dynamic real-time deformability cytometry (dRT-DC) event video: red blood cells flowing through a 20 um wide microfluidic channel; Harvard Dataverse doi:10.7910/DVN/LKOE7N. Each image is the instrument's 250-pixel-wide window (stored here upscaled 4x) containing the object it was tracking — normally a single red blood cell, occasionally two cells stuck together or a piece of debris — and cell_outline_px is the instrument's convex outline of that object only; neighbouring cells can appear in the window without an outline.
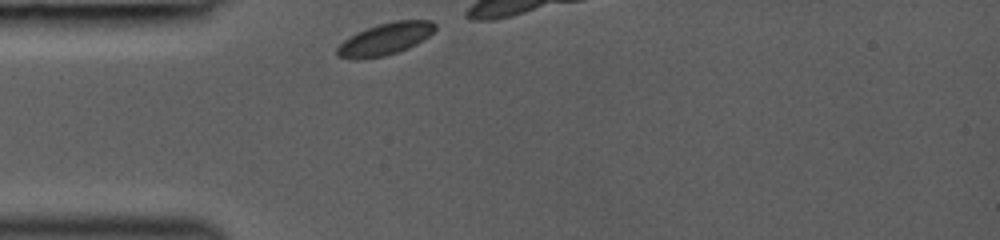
{"species": "common noctule bat (a hibernating species)", "species_latin": "Nyctalus noctula", "temperature_condition": "room temperature", "stored_images_in_passage": 17, "camera_frame_rate_fps": 3000, "um_per_image_px": 0.085, "animal": {"sex": "female", "body_mass_g": 19.0, "forearm_length_mm": 53.3}, "frame": {"image": 1, "passage_image": 1, "time_ms": 0.0, "image_size_px": [1000, 240], "cell_outline_px": [[436, 28], [428, 36], [416, 44], [408, 48], [384, 56], [360, 60], [356, 60], [336, 56], [336, 48], [344, 40], [356, 32], [380, 24], [396, 20], [432, 20], [436, 24]], "centroid_in_image_um": [32.72, 3.32], "position_along_channel_um": 52.3, "area_um2": 18.26}}